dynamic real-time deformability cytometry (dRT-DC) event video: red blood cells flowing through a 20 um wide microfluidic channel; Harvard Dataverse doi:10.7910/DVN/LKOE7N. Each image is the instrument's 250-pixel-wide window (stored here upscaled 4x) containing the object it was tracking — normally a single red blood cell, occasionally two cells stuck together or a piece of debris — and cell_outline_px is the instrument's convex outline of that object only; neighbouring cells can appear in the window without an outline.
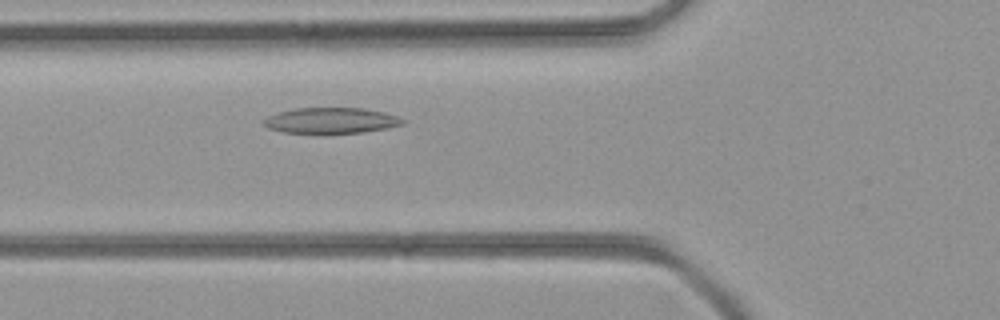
{"species": "common noctule bat (a hibernating species)", "species_latin": "Nyctalus noctula", "temperature_condition": "room temperature", "stored_images_in_passage": 31, "camera_frame_rate_fps": 3000, "um_per_image_px": 0.085, "animal": {"sex": "female", "body_mass_g": 21.9}, "frame": {"image": 1, "passage_image": 5, "time_ms": 1.333, "image_size_px": [1000, 320], "cell_outline_px": [[404, 124], [388, 128], [364, 132], [324, 136], [284, 132], [268, 128], [260, 120], [268, 116], [292, 108], [364, 108], [384, 112], [396, 116], [404, 120]], "centroid_in_image_um": [28.1, 10.28], "position_along_channel_um": 97.7, "area_um2": 21.73}}
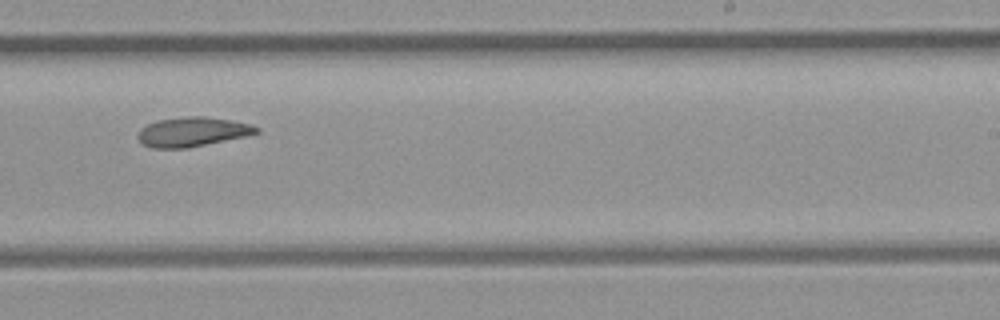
{"frame": {"image": 2, "passage_image": 16, "time_ms": 5.0, "image_size_px": [1000, 320], "cell_outline_px": [[260, 132], [244, 136], [188, 148], [152, 148], [144, 144], [136, 136], [140, 128], [156, 120], [188, 116], [204, 116], [252, 124], [260, 128]], "centroid_in_image_um": [16.33, 11.2], "position_along_channel_um": 272.7, "area_um2": 20.23}}
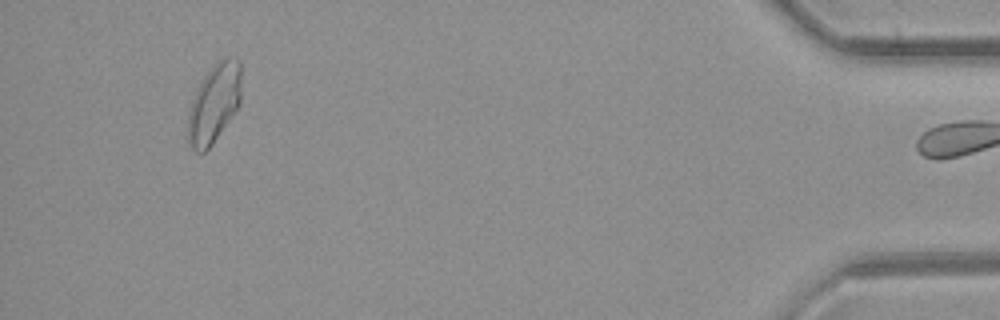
{"frame": {"image": 3, "passage_image": 30, "time_ms": 9.667, "image_size_px": [1000, 320], "cell_outline_px": [[240, 104], [212, 144], [204, 152], [196, 152], [192, 148], [188, 136], [188, 116], [192, 100], [204, 76], [216, 60], [224, 56], [236, 56], [240, 60]], "centroid_in_image_um": [18.22, 8.72], "position_along_channel_um": 417.0, "area_um2": 24.33}}